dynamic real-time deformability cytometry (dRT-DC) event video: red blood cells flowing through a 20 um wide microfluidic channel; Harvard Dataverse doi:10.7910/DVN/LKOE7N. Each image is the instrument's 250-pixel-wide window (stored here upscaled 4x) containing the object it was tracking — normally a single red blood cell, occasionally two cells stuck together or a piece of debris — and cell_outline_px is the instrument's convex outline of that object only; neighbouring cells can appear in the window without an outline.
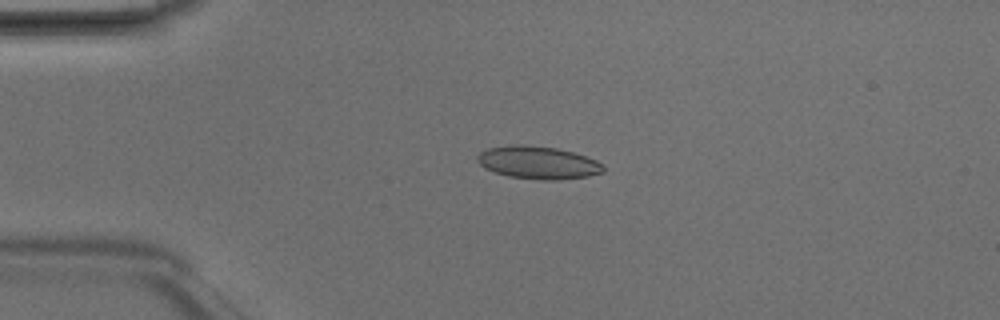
{"species": "Egyptian fruit bat (a non-hibernating species)", "species_latin": "Rousettus aegyptiacus", "temperature_condition": "room temperature", "stored_images_in_passage": 6, "camera_frame_rate_fps": 3000, "um_per_image_px": 0.085, "animal": {"sex": "male"}, "frame": {"image": 1, "passage_image": 3, "time_ms": 0.667, "image_size_px": [1000, 320], "cell_outline_px": [[604, 172], [588, 176], [560, 180], [544, 180], [508, 176], [484, 168], [476, 160], [476, 156], [480, 152], [488, 148], [516, 144], [524, 144], [556, 148], [572, 152], [596, 160], [604, 164]], "centroid_in_image_um": [45.73, 13.82], "position_along_channel_um": 39.3, "area_um2": 24.04}}